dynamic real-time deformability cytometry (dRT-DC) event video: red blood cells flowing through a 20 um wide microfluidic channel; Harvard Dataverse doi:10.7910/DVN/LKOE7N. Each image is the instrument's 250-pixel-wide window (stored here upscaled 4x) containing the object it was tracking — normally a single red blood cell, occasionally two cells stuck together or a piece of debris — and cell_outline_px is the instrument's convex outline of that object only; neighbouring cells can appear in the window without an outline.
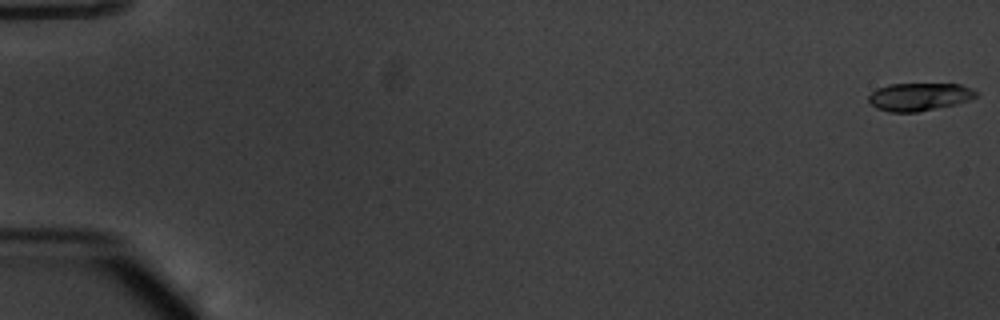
{"species": "common noctule bat (a hibernating species)", "species_latin": "Nyctalus noctula", "temperature_condition": "warm", "stored_images_in_passage": 55, "camera_frame_rate_fps": 3000, "um_per_image_px": 0.085, "animal": {"sex": "male", "body_mass_g": 20.1, "forearm_length_mm": 53.5}, "frame": {"image": 1, "passage_image": 1, "time_ms": 0.0, "image_size_px": [1000, 320], "cell_outline_px": [[976, 96], [968, 100], [956, 104], [916, 112], [888, 112], [876, 108], [868, 100], [868, 96], [876, 88], [888, 84], [960, 84], [972, 88], [976, 92]], "centroid_in_image_um": [78.1, 8.22], "position_along_channel_um": 6.9, "area_um2": 17.4}}
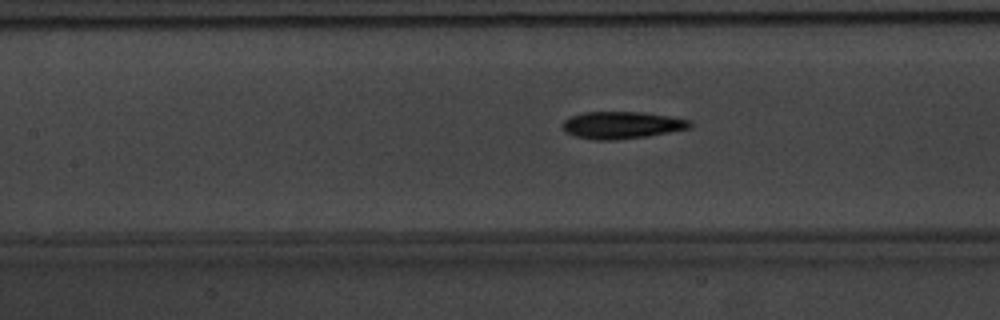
{"frame": {"image": 2, "passage_image": 26, "time_ms": 8.333, "image_size_px": [1000, 320], "cell_outline_px": [[692, 128], [648, 136], [612, 140], [592, 140], [576, 136], [564, 132], [564, 120], [572, 116], [584, 112], [644, 112], [692, 120]], "centroid_in_image_um": [52.89, 10.63], "position_along_channel_um": 154.5, "area_um2": 20.17}}
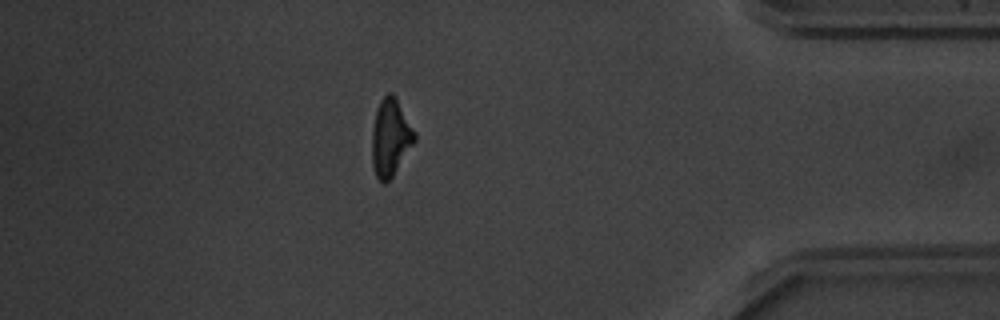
{"frame": {"image": 3, "passage_image": 48, "time_ms": 15.667, "image_size_px": [1000, 320], "cell_outline_px": [[416, 140], [392, 176], [384, 184], [376, 176], [372, 168], [372, 128], [376, 108], [380, 100], [388, 92], [392, 92], [396, 96], [416, 132]], "centroid_in_image_um": [33.19, 11.65], "position_along_channel_um": 402.0, "area_um2": 19.36}, "authors_computed_cell_mechanics": {"area_um2": 19.0162, "velocity_mm_per_s": 3.8235, "shape_relaxation_time_tau1_ms": 3.5654, "shape_relaxation_time_tau2_ms": 4.0804, "deformation_change_tau1": 0.1593, "deformation_change_tau2": 0.1285}}